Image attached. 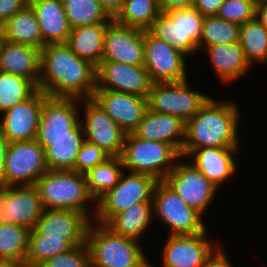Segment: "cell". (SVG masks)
<instances>
[{
  "mask_svg": "<svg viewBox=\"0 0 267 267\" xmlns=\"http://www.w3.org/2000/svg\"><path fill=\"white\" fill-rule=\"evenodd\" d=\"M38 89L51 98H92L96 66L66 44H47L41 49Z\"/></svg>",
  "mask_w": 267,
  "mask_h": 267,
  "instance_id": "6da1fadb",
  "label": "cell"
},
{
  "mask_svg": "<svg viewBox=\"0 0 267 267\" xmlns=\"http://www.w3.org/2000/svg\"><path fill=\"white\" fill-rule=\"evenodd\" d=\"M239 115L236 103L210 96L197 114L185 122L182 149L239 148Z\"/></svg>",
  "mask_w": 267,
  "mask_h": 267,
  "instance_id": "7a4b0ae2",
  "label": "cell"
},
{
  "mask_svg": "<svg viewBox=\"0 0 267 267\" xmlns=\"http://www.w3.org/2000/svg\"><path fill=\"white\" fill-rule=\"evenodd\" d=\"M35 186L44 209L75 210L84 213L93 221L96 214V201L88 191L85 174L74 170L48 169Z\"/></svg>",
  "mask_w": 267,
  "mask_h": 267,
  "instance_id": "3957f363",
  "label": "cell"
},
{
  "mask_svg": "<svg viewBox=\"0 0 267 267\" xmlns=\"http://www.w3.org/2000/svg\"><path fill=\"white\" fill-rule=\"evenodd\" d=\"M86 243L91 267H150L151 261L144 254L141 243L114 234L103 224L90 222Z\"/></svg>",
  "mask_w": 267,
  "mask_h": 267,
  "instance_id": "277c9868",
  "label": "cell"
},
{
  "mask_svg": "<svg viewBox=\"0 0 267 267\" xmlns=\"http://www.w3.org/2000/svg\"><path fill=\"white\" fill-rule=\"evenodd\" d=\"M181 157V153L173 145L144 140L133 132L126 133L120 155L124 170L148 174L158 181L164 180Z\"/></svg>",
  "mask_w": 267,
  "mask_h": 267,
  "instance_id": "5b68a950",
  "label": "cell"
},
{
  "mask_svg": "<svg viewBox=\"0 0 267 267\" xmlns=\"http://www.w3.org/2000/svg\"><path fill=\"white\" fill-rule=\"evenodd\" d=\"M124 170L118 183L96 201L93 221L105 225L113 216L138 202H152L158 180L148 174Z\"/></svg>",
  "mask_w": 267,
  "mask_h": 267,
  "instance_id": "8992f818",
  "label": "cell"
},
{
  "mask_svg": "<svg viewBox=\"0 0 267 267\" xmlns=\"http://www.w3.org/2000/svg\"><path fill=\"white\" fill-rule=\"evenodd\" d=\"M204 16L194 7L161 13L149 31L190 58L199 48Z\"/></svg>",
  "mask_w": 267,
  "mask_h": 267,
  "instance_id": "52a82bcc",
  "label": "cell"
},
{
  "mask_svg": "<svg viewBox=\"0 0 267 267\" xmlns=\"http://www.w3.org/2000/svg\"><path fill=\"white\" fill-rule=\"evenodd\" d=\"M152 204L153 219L164 223L169 228V235H194L208 231L202 215L187 205L163 180L155 186Z\"/></svg>",
  "mask_w": 267,
  "mask_h": 267,
  "instance_id": "ba28073f",
  "label": "cell"
},
{
  "mask_svg": "<svg viewBox=\"0 0 267 267\" xmlns=\"http://www.w3.org/2000/svg\"><path fill=\"white\" fill-rule=\"evenodd\" d=\"M188 81L153 83L147 96L148 110L178 116L184 122L193 118L210 96L196 91Z\"/></svg>",
  "mask_w": 267,
  "mask_h": 267,
  "instance_id": "9c48e42d",
  "label": "cell"
},
{
  "mask_svg": "<svg viewBox=\"0 0 267 267\" xmlns=\"http://www.w3.org/2000/svg\"><path fill=\"white\" fill-rule=\"evenodd\" d=\"M47 170L45 150L35 139L9 143L4 160V186L35 185Z\"/></svg>",
  "mask_w": 267,
  "mask_h": 267,
  "instance_id": "30bf717a",
  "label": "cell"
},
{
  "mask_svg": "<svg viewBox=\"0 0 267 267\" xmlns=\"http://www.w3.org/2000/svg\"><path fill=\"white\" fill-rule=\"evenodd\" d=\"M183 157L164 178V182L173 189L183 201L202 216L219 189L208 180L190 161L183 162ZM181 160V161H180Z\"/></svg>",
  "mask_w": 267,
  "mask_h": 267,
  "instance_id": "8fae6325",
  "label": "cell"
},
{
  "mask_svg": "<svg viewBox=\"0 0 267 267\" xmlns=\"http://www.w3.org/2000/svg\"><path fill=\"white\" fill-rule=\"evenodd\" d=\"M144 50V67L152 83L180 82L189 78L188 57L149 30L144 31Z\"/></svg>",
  "mask_w": 267,
  "mask_h": 267,
  "instance_id": "7c38bea8",
  "label": "cell"
},
{
  "mask_svg": "<svg viewBox=\"0 0 267 267\" xmlns=\"http://www.w3.org/2000/svg\"><path fill=\"white\" fill-rule=\"evenodd\" d=\"M80 104L84 107L80 122L85 141L97 145L111 157H120L126 133L92 98L80 99Z\"/></svg>",
  "mask_w": 267,
  "mask_h": 267,
  "instance_id": "4fadbf2b",
  "label": "cell"
},
{
  "mask_svg": "<svg viewBox=\"0 0 267 267\" xmlns=\"http://www.w3.org/2000/svg\"><path fill=\"white\" fill-rule=\"evenodd\" d=\"M43 210L35 185L0 188V224L13 223L32 230Z\"/></svg>",
  "mask_w": 267,
  "mask_h": 267,
  "instance_id": "5bb4252c",
  "label": "cell"
},
{
  "mask_svg": "<svg viewBox=\"0 0 267 267\" xmlns=\"http://www.w3.org/2000/svg\"><path fill=\"white\" fill-rule=\"evenodd\" d=\"M49 97L37 90L25 101L0 115V134L10 143L36 139L40 113Z\"/></svg>",
  "mask_w": 267,
  "mask_h": 267,
  "instance_id": "9a60e30c",
  "label": "cell"
},
{
  "mask_svg": "<svg viewBox=\"0 0 267 267\" xmlns=\"http://www.w3.org/2000/svg\"><path fill=\"white\" fill-rule=\"evenodd\" d=\"M144 66L101 61L96 66V89L113 90L147 97L152 86Z\"/></svg>",
  "mask_w": 267,
  "mask_h": 267,
  "instance_id": "2e32d148",
  "label": "cell"
},
{
  "mask_svg": "<svg viewBox=\"0 0 267 267\" xmlns=\"http://www.w3.org/2000/svg\"><path fill=\"white\" fill-rule=\"evenodd\" d=\"M144 30L120 24L112 19L107 27L101 61L144 66Z\"/></svg>",
  "mask_w": 267,
  "mask_h": 267,
  "instance_id": "e0dca14e",
  "label": "cell"
},
{
  "mask_svg": "<svg viewBox=\"0 0 267 267\" xmlns=\"http://www.w3.org/2000/svg\"><path fill=\"white\" fill-rule=\"evenodd\" d=\"M91 220L82 212L69 209H44L35 229L43 239H64L72 247L86 243Z\"/></svg>",
  "mask_w": 267,
  "mask_h": 267,
  "instance_id": "ac0fdd59",
  "label": "cell"
},
{
  "mask_svg": "<svg viewBox=\"0 0 267 267\" xmlns=\"http://www.w3.org/2000/svg\"><path fill=\"white\" fill-rule=\"evenodd\" d=\"M92 99L125 133H132L148 110L147 97L130 93L95 90Z\"/></svg>",
  "mask_w": 267,
  "mask_h": 267,
  "instance_id": "d6986e66",
  "label": "cell"
},
{
  "mask_svg": "<svg viewBox=\"0 0 267 267\" xmlns=\"http://www.w3.org/2000/svg\"><path fill=\"white\" fill-rule=\"evenodd\" d=\"M207 232L194 235H168L162 250L163 267H203L216 248ZM214 247V248H213ZM154 265L151 263L150 267Z\"/></svg>",
  "mask_w": 267,
  "mask_h": 267,
  "instance_id": "ffe728a7",
  "label": "cell"
},
{
  "mask_svg": "<svg viewBox=\"0 0 267 267\" xmlns=\"http://www.w3.org/2000/svg\"><path fill=\"white\" fill-rule=\"evenodd\" d=\"M80 99L51 98L43 105L36 139H58L71 135L80 122Z\"/></svg>",
  "mask_w": 267,
  "mask_h": 267,
  "instance_id": "44dd1931",
  "label": "cell"
},
{
  "mask_svg": "<svg viewBox=\"0 0 267 267\" xmlns=\"http://www.w3.org/2000/svg\"><path fill=\"white\" fill-rule=\"evenodd\" d=\"M238 151L235 147L182 149L181 156L190 157V162L220 189L239 170L234 157Z\"/></svg>",
  "mask_w": 267,
  "mask_h": 267,
  "instance_id": "7402d4cb",
  "label": "cell"
},
{
  "mask_svg": "<svg viewBox=\"0 0 267 267\" xmlns=\"http://www.w3.org/2000/svg\"><path fill=\"white\" fill-rule=\"evenodd\" d=\"M133 133L144 140L171 144L181 153L185 140V122L178 116L147 110Z\"/></svg>",
  "mask_w": 267,
  "mask_h": 267,
  "instance_id": "603a6c76",
  "label": "cell"
},
{
  "mask_svg": "<svg viewBox=\"0 0 267 267\" xmlns=\"http://www.w3.org/2000/svg\"><path fill=\"white\" fill-rule=\"evenodd\" d=\"M42 34V48L47 44H65L72 30L62 0H29Z\"/></svg>",
  "mask_w": 267,
  "mask_h": 267,
  "instance_id": "cb8c5ba5",
  "label": "cell"
},
{
  "mask_svg": "<svg viewBox=\"0 0 267 267\" xmlns=\"http://www.w3.org/2000/svg\"><path fill=\"white\" fill-rule=\"evenodd\" d=\"M41 49L26 44H14L0 38V71L32 80H40Z\"/></svg>",
  "mask_w": 267,
  "mask_h": 267,
  "instance_id": "d4e9b609",
  "label": "cell"
},
{
  "mask_svg": "<svg viewBox=\"0 0 267 267\" xmlns=\"http://www.w3.org/2000/svg\"><path fill=\"white\" fill-rule=\"evenodd\" d=\"M206 52L210 58V64L215 72L217 79L226 85L240 77L247 76L252 68L247 61L244 51L239 42L224 45L199 47L198 51Z\"/></svg>",
  "mask_w": 267,
  "mask_h": 267,
  "instance_id": "484cf974",
  "label": "cell"
},
{
  "mask_svg": "<svg viewBox=\"0 0 267 267\" xmlns=\"http://www.w3.org/2000/svg\"><path fill=\"white\" fill-rule=\"evenodd\" d=\"M45 150L46 165L49 170H72L76 157L85 142L81 122L72 130L71 135L58 139H35Z\"/></svg>",
  "mask_w": 267,
  "mask_h": 267,
  "instance_id": "4316f807",
  "label": "cell"
},
{
  "mask_svg": "<svg viewBox=\"0 0 267 267\" xmlns=\"http://www.w3.org/2000/svg\"><path fill=\"white\" fill-rule=\"evenodd\" d=\"M107 25L97 23L72 28L65 44L79 58L97 66L102 60Z\"/></svg>",
  "mask_w": 267,
  "mask_h": 267,
  "instance_id": "83f0119b",
  "label": "cell"
},
{
  "mask_svg": "<svg viewBox=\"0 0 267 267\" xmlns=\"http://www.w3.org/2000/svg\"><path fill=\"white\" fill-rule=\"evenodd\" d=\"M152 219V202H138L113 216L105 226L114 234L139 242L141 235L150 229Z\"/></svg>",
  "mask_w": 267,
  "mask_h": 267,
  "instance_id": "f1b7e54d",
  "label": "cell"
},
{
  "mask_svg": "<svg viewBox=\"0 0 267 267\" xmlns=\"http://www.w3.org/2000/svg\"><path fill=\"white\" fill-rule=\"evenodd\" d=\"M3 40L14 44H26L42 49V34L35 13L27 5L2 25Z\"/></svg>",
  "mask_w": 267,
  "mask_h": 267,
  "instance_id": "f546056e",
  "label": "cell"
},
{
  "mask_svg": "<svg viewBox=\"0 0 267 267\" xmlns=\"http://www.w3.org/2000/svg\"><path fill=\"white\" fill-rule=\"evenodd\" d=\"M161 13L157 0H124L113 19L145 31L151 28Z\"/></svg>",
  "mask_w": 267,
  "mask_h": 267,
  "instance_id": "4dcf8cb0",
  "label": "cell"
},
{
  "mask_svg": "<svg viewBox=\"0 0 267 267\" xmlns=\"http://www.w3.org/2000/svg\"><path fill=\"white\" fill-rule=\"evenodd\" d=\"M30 229L13 224H0V258L15 261L25 267Z\"/></svg>",
  "mask_w": 267,
  "mask_h": 267,
  "instance_id": "1f68e13d",
  "label": "cell"
},
{
  "mask_svg": "<svg viewBox=\"0 0 267 267\" xmlns=\"http://www.w3.org/2000/svg\"><path fill=\"white\" fill-rule=\"evenodd\" d=\"M123 169L120 157H110L85 173L88 191L95 201L118 183Z\"/></svg>",
  "mask_w": 267,
  "mask_h": 267,
  "instance_id": "d6a6232c",
  "label": "cell"
},
{
  "mask_svg": "<svg viewBox=\"0 0 267 267\" xmlns=\"http://www.w3.org/2000/svg\"><path fill=\"white\" fill-rule=\"evenodd\" d=\"M239 44L251 66L255 62L266 64L267 29L256 18L240 26Z\"/></svg>",
  "mask_w": 267,
  "mask_h": 267,
  "instance_id": "836d02e7",
  "label": "cell"
},
{
  "mask_svg": "<svg viewBox=\"0 0 267 267\" xmlns=\"http://www.w3.org/2000/svg\"><path fill=\"white\" fill-rule=\"evenodd\" d=\"M38 86L30 79L1 72L0 73V115L31 97Z\"/></svg>",
  "mask_w": 267,
  "mask_h": 267,
  "instance_id": "e575fe53",
  "label": "cell"
},
{
  "mask_svg": "<svg viewBox=\"0 0 267 267\" xmlns=\"http://www.w3.org/2000/svg\"><path fill=\"white\" fill-rule=\"evenodd\" d=\"M62 3L71 28L109 23L113 19L98 0H62Z\"/></svg>",
  "mask_w": 267,
  "mask_h": 267,
  "instance_id": "d590c367",
  "label": "cell"
},
{
  "mask_svg": "<svg viewBox=\"0 0 267 267\" xmlns=\"http://www.w3.org/2000/svg\"><path fill=\"white\" fill-rule=\"evenodd\" d=\"M72 246L64 239H43L35 228L30 230L25 267H39L46 260L70 250Z\"/></svg>",
  "mask_w": 267,
  "mask_h": 267,
  "instance_id": "8d00e7d4",
  "label": "cell"
},
{
  "mask_svg": "<svg viewBox=\"0 0 267 267\" xmlns=\"http://www.w3.org/2000/svg\"><path fill=\"white\" fill-rule=\"evenodd\" d=\"M238 24L224 20L216 15L204 16L199 47H209L239 42Z\"/></svg>",
  "mask_w": 267,
  "mask_h": 267,
  "instance_id": "74e56055",
  "label": "cell"
},
{
  "mask_svg": "<svg viewBox=\"0 0 267 267\" xmlns=\"http://www.w3.org/2000/svg\"><path fill=\"white\" fill-rule=\"evenodd\" d=\"M255 0H225L216 16L241 26L255 19Z\"/></svg>",
  "mask_w": 267,
  "mask_h": 267,
  "instance_id": "f35d334b",
  "label": "cell"
},
{
  "mask_svg": "<svg viewBox=\"0 0 267 267\" xmlns=\"http://www.w3.org/2000/svg\"><path fill=\"white\" fill-rule=\"evenodd\" d=\"M39 267H91V256L87 243L74 246L70 250L46 260Z\"/></svg>",
  "mask_w": 267,
  "mask_h": 267,
  "instance_id": "ab89813d",
  "label": "cell"
},
{
  "mask_svg": "<svg viewBox=\"0 0 267 267\" xmlns=\"http://www.w3.org/2000/svg\"><path fill=\"white\" fill-rule=\"evenodd\" d=\"M111 156L97 145L85 141L79 150L72 170L85 174L90 169L104 163Z\"/></svg>",
  "mask_w": 267,
  "mask_h": 267,
  "instance_id": "60d3db41",
  "label": "cell"
},
{
  "mask_svg": "<svg viewBox=\"0 0 267 267\" xmlns=\"http://www.w3.org/2000/svg\"><path fill=\"white\" fill-rule=\"evenodd\" d=\"M29 5V0H0V24L1 26Z\"/></svg>",
  "mask_w": 267,
  "mask_h": 267,
  "instance_id": "b9f144b4",
  "label": "cell"
},
{
  "mask_svg": "<svg viewBox=\"0 0 267 267\" xmlns=\"http://www.w3.org/2000/svg\"><path fill=\"white\" fill-rule=\"evenodd\" d=\"M216 247L213 252L207 257L203 267H233L231 260L227 257L224 247L219 245Z\"/></svg>",
  "mask_w": 267,
  "mask_h": 267,
  "instance_id": "7bdbcfd3",
  "label": "cell"
},
{
  "mask_svg": "<svg viewBox=\"0 0 267 267\" xmlns=\"http://www.w3.org/2000/svg\"><path fill=\"white\" fill-rule=\"evenodd\" d=\"M225 0H195L194 8L203 16L216 15Z\"/></svg>",
  "mask_w": 267,
  "mask_h": 267,
  "instance_id": "ee69618b",
  "label": "cell"
},
{
  "mask_svg": "<svg viewBox=\"0 0 267 267\" xmlns=\"http://www.w3.org/2000/svg\"><path fill=\"white\" fill-rule=\"evenodd\" d=\"M162 13H166L174 9L191 8L194 6L195 0H157Z\"/></svg>",
  "mask_w": 267,
  "mask_h": 267,
  "instance_id": "f6af8a7d",
  "label": "cell"
},
{
  "mask_svg": "<svg viewBox=\"0 0 267 267\" xmlns=\"http://www.w3.org/2000/svg\"><path fill=\"white\" fill-rule=\"evenodd\" d=\"M9 143L10 142L0 134V188L4 187V160Z\"/></svg>",
  "mask_w": 267,
  "mask_h": 267,
  "instance_id": "bcb514c9",
  "label": "cell"
},
{
  "mask_svg": "<svg viewBox=\"0 0 267 267\" xmlns=\"http://www.w3.org/2000/svg\"><path fill=\"white\" fill-rule=\"evenodd\" d=\"M106 12L113 18L121 9L124 0H98Z\"/></svg>",
  "mask_w": 267,
  "mask_h": 267,
  "instance_id": "7dc6e473",
  "label": "cell"
},
{
  "mask_svg": "<svg viewBox=\"0 0 267 267\" xmlns=\"http://www.w3.org/2000/svg\"><path fill=\"white\" fill-rule=\"evenodd\" d=\"M255 18L267 29V5H256Z\"/></svg>",
  "mask_w": 267,
  "mask_h": 267,
  "instance_id": "c3c4849f",
  "label": "cell"
},
{
  "mask_svg": "<svg viewBox=\"0 0 267 267\" xmlns=\"http://www.w3.org/2000/svg\"><path fill=\"white\" fill-rule=\"evenodd\" d=\"M0 267H22L18 263L12 260L0 258Z\"/></svg>",
  "mask_w": 267,
  "mask_h": 267,
  "instance_id": "681fc988",
  "label": "cell"
},
{
  "mask_svg": "<svg viewBox=\"0 0 267 267\" xmlns=\"http://www.w3.org/2000/svg\"><path fill=\"white\" fill-rule=\"evenodd\" d=\"M256 5H267V0H255Z\"/></svg>",
  "mask_w": 267,
  "mask_h": 267,
  "instance_id": "f907efd6",
  "label": "cell"
},
{
  "mask_svg": "<svg viewBox=\"0 0 267 267\" xmlns=\"http://www.w3.org/2000/svg\"><path fill=\"white\" fill-rule=\"evenodd\" d=\"M2 37V26L0 24V38Z\"/></svg>",
  "mask_w": 267,
  "mask_h": 267,
  "instance_id": "816d5d0a",
  "label": "cell"
}]
</instances>
